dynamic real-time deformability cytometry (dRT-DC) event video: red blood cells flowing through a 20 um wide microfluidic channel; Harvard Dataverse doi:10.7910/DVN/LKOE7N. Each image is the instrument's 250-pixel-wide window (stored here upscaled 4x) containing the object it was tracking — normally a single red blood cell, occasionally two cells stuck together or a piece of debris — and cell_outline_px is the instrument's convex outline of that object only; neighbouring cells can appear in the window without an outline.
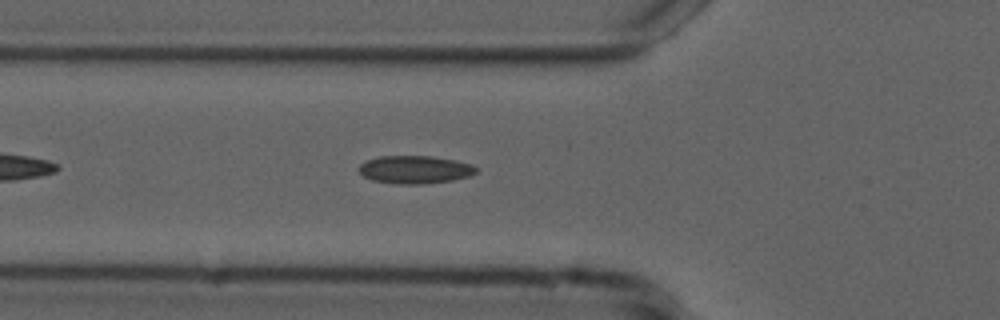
{"species": "common noctule bat (a hibernating species)", "species_latin": "Nyctalus noctula", "temperature_condition": "cold", "stored_images_in_passage": 37, "camera_frame_rate_fps": 3000, "um_per_image_px": 0.085, "animal": {"sex": "male", "forearm_length_mm": 52.5}, "frame": {"image": 1, "passage_image": 7, "time_ms": 2.0, "image_size_px": [1000, 320], "cell_outline_px": [[480, 168], [476, 172], [468, 176], [452, 180], [424, 184], [400, 184], [372, 180], [364, 176], [356, 168], [360, 164], [368, 160], [380, 156], [432, 156], [456, 160], [472, 164]], "centroid_in_image_um": [35.29, 14.41], "position_along_channel_um": 90.5, "area_um2": 19.13}}
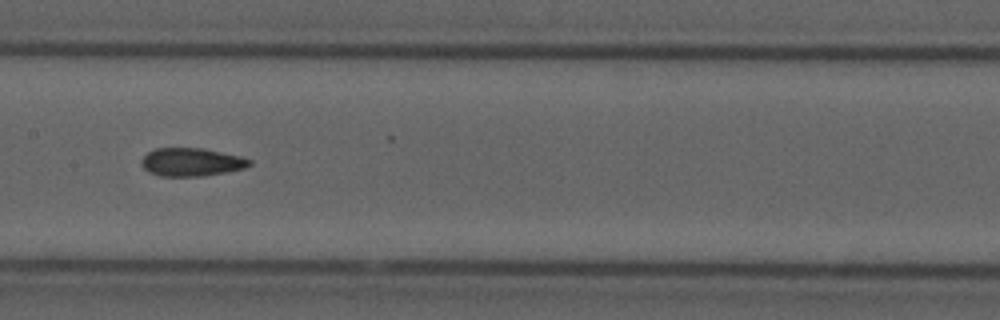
{"frame": {"image": 2, "passage_image": 15, "time_ms": 4.667, "image_size_px": [1000, 320], "cell_outline_px": [[252, 164], [244, 168], [224, 172], [200, 176], [160, 176], [148, 172], [140, 164], [140, 160], [148, 152], [156, 148], [204, 148], [240, 156], [252, 160]], "centroid_in_image_um": [16.25, 13.77], "position_along_channel_um": 191.2, "area_um2": 17.74}}
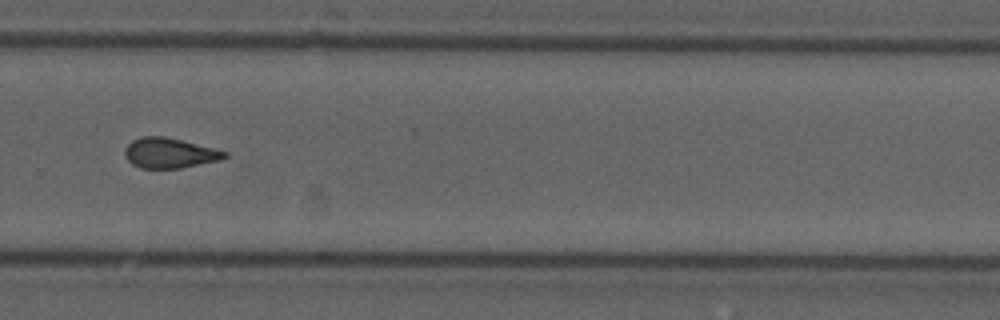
{"frame": {"image": 3, "passage_image": 25, "time_ms": 8.0, "image_size_px": [1000, 320], "cell_outline_px": [[228, 156], [220, 160], [180, 168], [140, 168], [132, 164], [124, 156], [124, 148], [132, 140], [144, 136], [164, 136], [216, 148], [228, 152]], "centroid_in_image_um": [14.41, 13.0], "position_along_channel_um": 315.4, "area_um2": 17.63}, "authors_computed_cell_mechanics": {"area_um2": 17.7446, "velocity_mm_per_s": 3.7428, "shape_relaxation_time_tau1_ms": null, "shape_relaxation_time_tau2_ms": 2.0273, "deformation_change_tau1": null, "deformation_change_tau2": 0.0963}}